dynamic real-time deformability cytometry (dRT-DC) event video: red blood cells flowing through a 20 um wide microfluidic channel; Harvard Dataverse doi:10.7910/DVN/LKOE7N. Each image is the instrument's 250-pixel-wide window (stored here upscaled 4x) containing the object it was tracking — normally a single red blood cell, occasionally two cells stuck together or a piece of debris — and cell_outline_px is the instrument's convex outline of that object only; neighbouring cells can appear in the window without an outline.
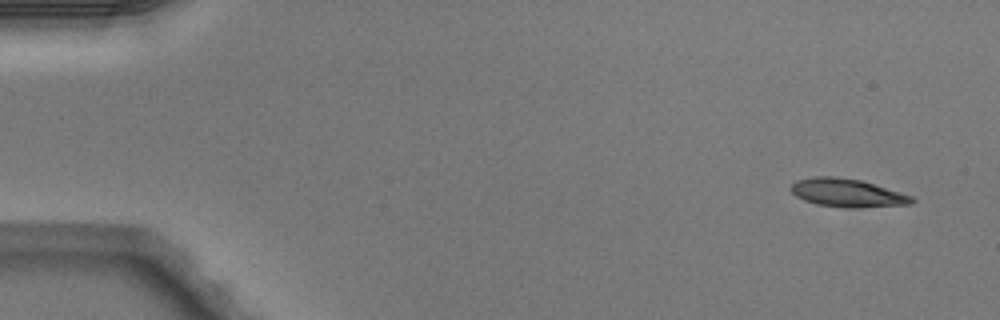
{"species": "Egyptian fruit bat (a non-hibernating species)", "species_latin": "Rousettus aegyptiacus", "temperature_condition": "warm", "stored_images_in_passage": 4, "camera_frame_rate_fps": 3000, "um_per_image_px": 0.085, "animal": {"sex": "male"}, "frame": {"image": 1, "passage_image": 1, "time_ms": 0.0, "image_size_px": [1000, 320], "cell_outline_px": [[916, 200], [912, 204], [864, 208], [848, 208], [816, 204], [804, 200], [796, 196], [788, 188], [796, 180], [816, 176], [836, 176], [860, 180], [900, 192], [912, 196]], "centroid_in_image_um": [72.01, 16.4], "position_along_channel_um": 13.0, "area_um2": 20.06}}
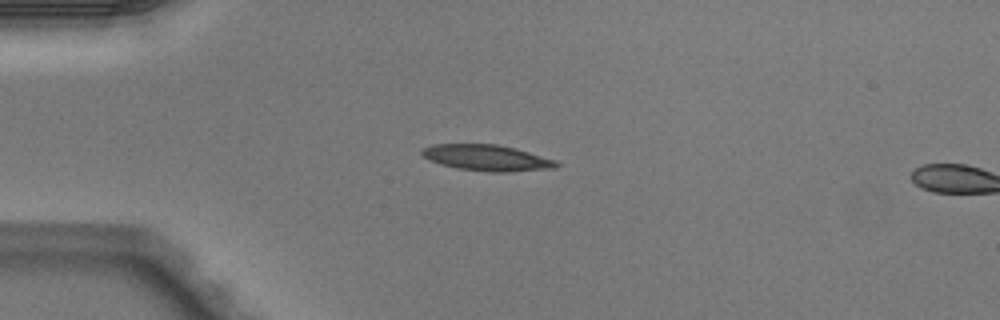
{"frame": {"image": 2, "passage_image": 3, "time_ms": 0.667, "image_size_px": [1000, 320], "cell_outline_px": [[560, 164], [556, 168], [508, 172], [492, 172], [456, 168], [440, 164], [428, 160], [420, 152], [420, 148], [432, 144], [496, 144], [516, 148], [556, 160]], "centroid_in_image_um": [41.36, 13.41], "position_along_channel_um": 43.6, "area_um2": 20.58}}